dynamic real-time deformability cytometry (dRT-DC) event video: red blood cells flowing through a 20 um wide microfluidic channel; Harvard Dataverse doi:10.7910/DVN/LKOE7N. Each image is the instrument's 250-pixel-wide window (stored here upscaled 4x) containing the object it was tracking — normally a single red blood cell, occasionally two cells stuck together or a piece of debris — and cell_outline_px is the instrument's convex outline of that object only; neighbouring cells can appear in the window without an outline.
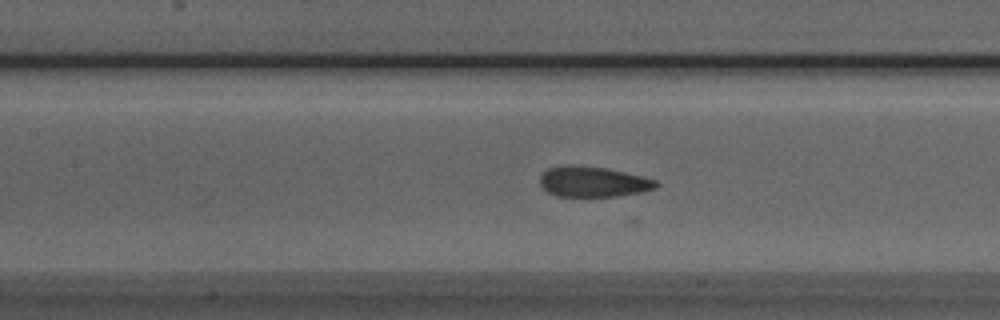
{"species": "Egyptian fruit bat (a non-hibernating species)", "species_latin": "Rousettus aegyptiacus", "temperature_condition": "room temperature", "stored_images_in_passage": 31, "camera_frame_rate_fps": 3000, "um_per_image_px": 0.085, "animal": {"sex": "male"}, "frame": {"image": 1, "passage_image": 21, "time_ms": 6.667, "image_size_px": [1000, 320], "cell_outline_px": [[660, 184], [656, 188], [640, 192], [616, 196], [556, 196], [548, 192], [540, 184], [540, 176], [548, 168], [564, 164], [568, 164], [604, 168], [644, 176], [656, 180]], "centroid_in_image_um": [50.41, 15.44], "position_along_channel_um": 157.0, "area_um2": 20.58}}
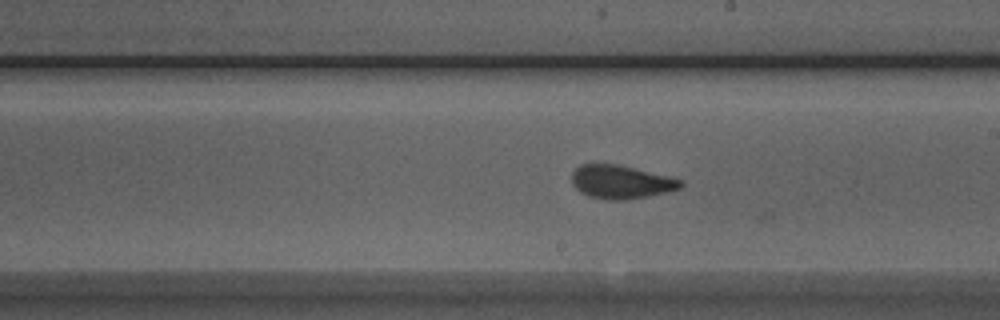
{"frame": {"image": 2, "passage_image": 27, "time_ms": 8.667, "image_size_px": [1000, 320], "cell_outline_px": [[684, 184], [680, 188], [668, 192], [648, 196], [624, 200], [608, 200], [588, 196], [580, 192], [572, 184], [572, 172], [580, 164], [620, 164], [684, 180]], "centroid_in_image_um": [52.79, 15.46], "position_along_channel_um": 236.2, "area_um2": 21.39}}
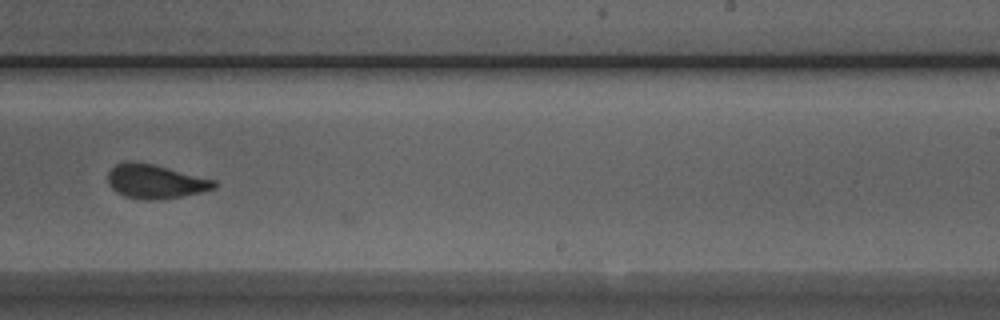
{"frame": {"image": 3, "passage_image": 30, "time_ms": 9.667, "image_size_px": [1000, 320], "cell_outline_px": [[216, 188], [200, 192], [160, 200], [148, 200], [124, 196], [116, 192], [108, 184], [108, 172], [116, 164], [124, 160], [132, 160], [152, 164], [216, 180]], "centroid_in_image_um": [13.16, 15.41], "position_along_channel_um": 275.8, "area_um2": 21.1}}